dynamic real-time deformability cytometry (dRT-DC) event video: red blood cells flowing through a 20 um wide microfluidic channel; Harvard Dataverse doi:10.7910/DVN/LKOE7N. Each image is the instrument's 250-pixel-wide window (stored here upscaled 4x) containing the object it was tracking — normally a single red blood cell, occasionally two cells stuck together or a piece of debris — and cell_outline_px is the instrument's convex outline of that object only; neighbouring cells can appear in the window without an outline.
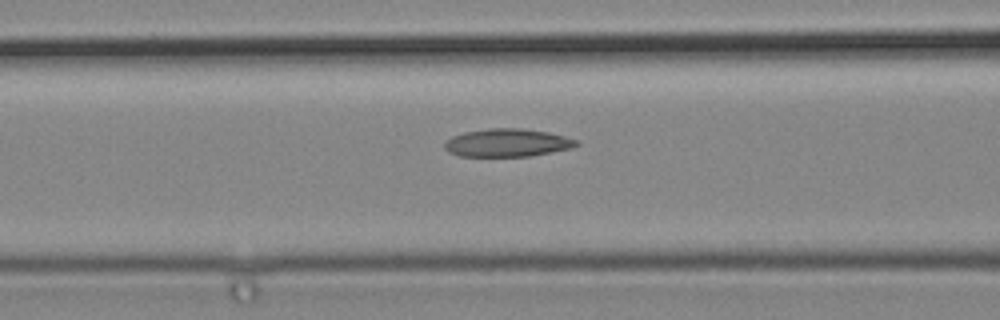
{"species": "common noctule bat (a hibernating species)", "species_latin": "Nyctalus noctula", "temperature_condition": "cold", "stored_images_in_passage": 4, "camera_frame_rate_fps": 3000, "um_per_image_px": 0.085, "animal": {"sex": "male", "body_mass_g": 19.2, "forearm_length_mm": 51.8}, "frame": {"image": 1, "passage_image": 4, "time_ms": 1.0, "image_size_px": [1000, 320], "cell_outline_px": [[580, 144], [572, 148], [528, 156], [460, 156], [448, 152], [444, 148], [444, 140], [452, 136], [464, 132], [488, 128], [520, 128], [548, 132], [580, 140]], "centroid_in_image_um": [43.11, 12.13], "position_along_channel_um": 123.5, "area_um2": 21.62}}